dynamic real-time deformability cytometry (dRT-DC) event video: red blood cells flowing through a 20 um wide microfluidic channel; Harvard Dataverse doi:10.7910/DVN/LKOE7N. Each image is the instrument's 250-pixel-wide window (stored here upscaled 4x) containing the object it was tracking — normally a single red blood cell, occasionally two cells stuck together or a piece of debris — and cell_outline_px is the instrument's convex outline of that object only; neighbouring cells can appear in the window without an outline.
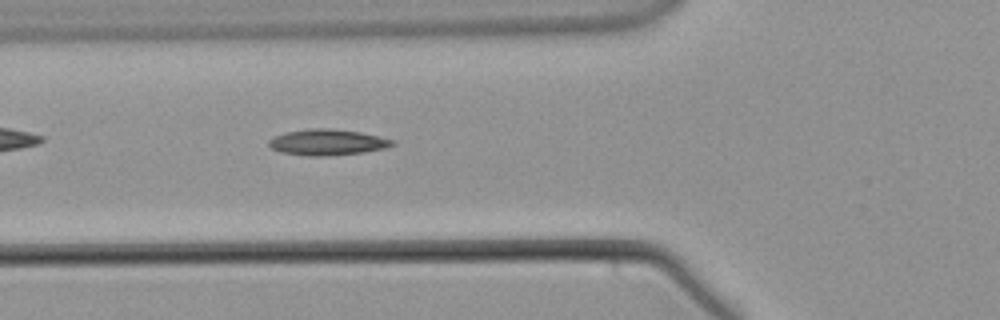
{"species": "common noctule bat (a hibernating species)", "species_latin": "Nyctalus noctula", "temperature_condition": "warm", "stored_images_in_passage": 43, "camera_frame_rate_fps": 3000, "um_per_image_px": 0.085, "animal": {"sex": "male", "body_mass_g": 21.5, "forearm_length_mm": 52.0}, "frame": {"image": 1, "passage_image": 7, "time_ms": 2.0, "image_size_px": [1000, 320], "cell_outline_px": [[396, 144], [384, 148], [364, 152], [324, 156], [308, 156], [280, 152], [272, 148], [268, 144], [268, 140], [284, 132], [312, 128], [328, 128], [360, 132], [396, 140]], "centroid_in_image_um": [27.83, 12.09], "position_along_channel_um": 98.0, "area_um2": 18.67}}
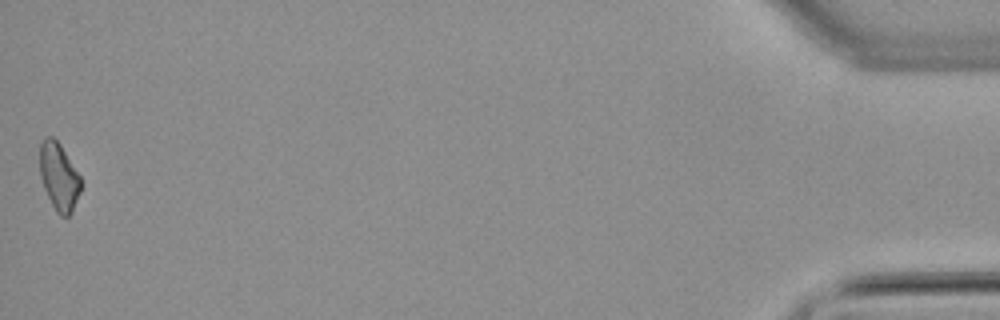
{"frame": {"image": 2, "passage_image": 43, "time_ms": 14.0, "image_size_px": [1000, 320], "cell_outline_px": [[80, 192], [72, 212], [68, 216], [60, 216], [56, 212], [44, 188], [40, 176], [40, 144], [48, 136], [52, 136], [60, 144], [80, 176]], "centroid_in_image_um": [5.0, 15.03], "position_along_channel_um": 430.2, "area_um2": 15.9}}